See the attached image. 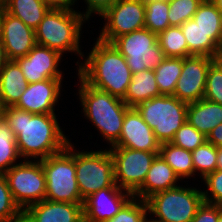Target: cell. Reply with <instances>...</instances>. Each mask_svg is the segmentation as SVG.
Masks as SVG:
<instances>
[{"label":"cell","mask_w":222,"mask_h":222,"mask_svg":"<svg viewBox=\"0 0 222 222\" xmlns=\"http://www.w3.org/2000/svg\"><path fill=\"white\" fill-rule=\"evenodd\" d=\"M194 172L200 171L202 179L217 170V147L205 141L192 151Z\"/></svg>","instance_id":"1f68e13d"},{"label":"cell","mask_w":222,"mask_h":222,"mask_svg":"<svg viewBox=\"0 0 222 222\" xmlns=\"http://www.w3.org/2000/svg\"><path fill=\"white\" fill-rule=\"evenodd\" d=\"M115 184L134 194L144 183L151 164L159 152L111 147Z\"/></svg>","instance_id":"8fae6325"},{"label":"cell","mask_w":222,"mask_h":222,"mask_svg":"<svg viewBox=\"0 0 222 222\" xmlns=\"http://www.w3.org/2000/svg\"><path fill=\"white\" fill-rule=\"evenodd\" d=\"M180 178L165 160L158 154L153 160L143 185L133 194L146 201L153 194L177 187Z\"/></svg>","instance_id":"ffe728a7"},{"label":"cell","mask_w":222,"mask_h":222,"mask_svg":"<svg viewBox=\"0 0 222 222\" xmlns=\"http://www.w3.org/2000/svg\"><path fill=\"white\" fill-rule=\"evenodd\" d=\"M220 50H221V54H222V39H221V43H220Z\"/></svg>","instance_id":"f907efd6"},{"label":"cell","mask_w":222,"mask_h":222,"mask_svg":"<svg viewBox=\"0 0 222 222\" xmlns=\"http://www.w3.org/2000/svg\"><path fill=\"white\" fill-rule=\"evenodd\" d=\"M132 197L131 192L117 184L98 190L83 201L84 222H103L113 218Z\"/></svg>","instance_id":"5bb4252c"},{"label":"cell","mask_w":222,"mask_h":222,"mask_svg":"<svg viewBox=\"0 0 222 222\" xmlns=\"http://www.w3.org/2000/svg\"><path fill=\"white\" fill-rule=\"evenodd\" d=\"M23 211L14 201L4 174H0V221L22 222Z\"/></svg>","instance_id":"d6a6232c"},{"label":"cell","mask_w":222,"mask_h":222,"mask_svg":"<svg viewBox=\"0 0 222 222\" xmlns=\"http://www.w3.org/2000/svg\"><path fill=\"white\" fill-rule=\"evenodd\" d=\"M5 10L35 30L50 8L41 0H8Z\"/></svg>","instance_id":"d4e9b609"},{"label":"cell","mask_w":222,"mask_h":222,"mask_svg":"<svg viewBox=\"0 0 222 222\" xmlns=\"http://www.w3.org/2000/svg\"><path fill=\"white\" fill-rule=\"evenodd\" d=\"M147 212V201L132 197L113 218L103 222H146Z\"/></svg>","instance_id":"836d02e7"},{"label":"cell","mask_w":222,"mask_h":222,"mask_svg":"<svg viewBox=\"0 0 222 222\" xmlns=\"http://www.w3.org/2000/svg\"><path fill=\"white\" fill-rule=\"evenodd\" d=\"M62 79H47L28 84L16 108L37 114H55V104L60 96Z\"/></svg>","instance_id":"ac0fdd59"},{"label":"cell","mask_w":222,"mask_h":222,"mask_svg":"<svg viewBox=\"0 0 222 222\" xmlns=\"http://www.w3.org/2000/svg\"><path fill=\"white\" fill-rule=\"evenodd\" d=\"M7 61H8V58L5 53V48L2 43V39L0 38V69L5 65Z\"/></svg>","instance_id":"7bdbcfd3"},{"label":"cell","mask_w":222,"mask_h":222,"mask_svg":"<svg viewBox=\"0 0 222 222\" xmlns=\"http://www.w3.org/2000/svg\"><path fill=\"white\" fill-rule=\"evenodd\" d=\"M46 177V200L83 204L76 180L74 147H67L40 160Z\"/></svg>","instance_id":"5b68a950"},{"label":"cell","mask_w":222,"mask_h":222,"mask_svg":"<svg viewBox=\"0 0 222 222\" xmlns=\"http://www.w3.org/2000/svg\"><path fill=\"white\" fill-rule=\"evenodd\" d=\"M76 180L84 201L100 189L115 185L114 160L109 150L75 152Z\"/></svg>","instance_id":"9c48e42d"},{"label":"cell","mask_w":222,"mask_h":222,"mask_svg":"<svg viewBox=\"0 0 222 222\" xmlns=\"http://www.w3.org/2000/svg\"><path fill=\"white\" fill-rule=\"evenodd\" d=\"M215 58L191 55L183 58V67L173 96L187 103L204 98L206 79Z\"/></svg>","instance_id":"4fadbf2b"},{"label":"cell","mask_w":222,"mask_h":222,"mask_svg":"<svg viewBox=\"0 0 222 222\" xmlns=\"http://www.w3.org/2000/svg\"><path fill=\"white\" fill-rule=\"evenodd\" d=\"M22 222H84L83 204L44 199L23 211Z\"/></svg>","instance_id":"d6986e66"},{"label":"cell","mask_w":222,"mask_h":222,"mask_svg":"<svg viewBox=\"0 0 222 222\" xmlns=\"http://www.w3.org/2000/svg\"><path fill=\"white\" fill-rule=\"evenodd\" d=\"M17 158H21L17 149L16 136L7 120H0V174H4L13 165Z\"/></svg>","instance_id":"f546056e"},{"label":"cell","mask_w":222,"mask_h":222,"mask_svg":"<svg viewBox=\"0 0 222 222\" xmlns=\"http://www.w3.org/2000/svg\"><path fill=\"white\" fill-rule=\"evenodd\" d=\"M222 206L203 202L191 222H217Z\"/></svg>","instance_id":"f35d334b"},{"label":"cell","mask_w":222,"mask_h":222,"mask_svg":"<svg viewBox=\"0 0 222 222\" xmlns=\"http://www.w3.org/2000/svg\"><path fill=\"white\" fill-rule=\"evenodd\" d=\"M206 141L210 142L217 148L222 147V123L217 125L206 137Z\"/></svg>","instance_id":"b9f144b4"},{"label":"cell","mask_w":222,"mask_h":222,"mask_svg":"<svg viewBox=\"0 0 222 222\" xmlns=\"http://www.w3.org/2000/svg\"><path fill=\"white\" fill-rule=\"evenodd\" d=\"M204 99L222 105V69L215 62L208 70Z\"/></svg>","instance_id":"8d00e7d4"},{"label":"cell","mask_w":222,"mask_h":222,"mask_svg":"<svg viewBox=\"0 0 222 222\" xmlns=\"http://www.w3.org/2000/svg\"><path fill=\"white\" fill-rule=\"evenodd\" d=\"M162 95L155 80L154 70H144L132 75L127 93L123 98L128 107H136L138 104Z\"/></svg>","instance_id":"603a6c76"},{"label":"cell","mask_w":222,"mask_h":222,"mask_svg":"<svg viewBox=\"0 0 222 222\" xmlns=\"http://www.w3.org/2000/svg\"><path fill=\"white\" fill-rule=\"evenodd\" d=\"M214 62L222 69V55H217Z\"/></svg>","instance_id":"7dc6e473"},{"label":"cell","mask_w":222,"mask_h":222,"mask_svg":"<svg viewBox=\"0 0 222 222\" xmlns=\"http://www.w3.org/2000/svg\"><path fill=\"white\" fill-rule=\"evenodd\" d=\"M217 170H222V147L217 148Z\"/></svg>","instance_id":"ee69618b"},{"label":"cell","mask_w":222,"mask_h":222,"mask_svg":"<svg viewBox=\"0 0 222 222\" xmlns=\"http://www.w3.org/2000/svg\"><path fill=\"white\" fill-rule=\"evenodd\" d=\"M199 27L219 47L222 39V13L211 0H203L193 16Z\"/></svg>","instance_id":"484cf974"},{"label":"cell","mask_w":222,"mask_h":222,"mask_svg":"<svg viewBox=\"0 0 222 222\" xmlns=\"http://www.w3.org/2000/svg\"><path fill=\"white\" fill-rule=\"evenodd\" d=\"M117 1L118 0H85L87 9L83 15L87 20L90 18L92 13L102 16Z\"/></svg>","instance_id":"ab89813d"},{"label":"cell","mask_w":222,"mask_h":222,"mask_svg":"<svg viewBox=\"0 0 222 222\" xmlns=\"http://www.w3.org/2000/svg\"><path fill=\"white\" fill-rule=\"evenodd\" d=\"M79 99L86 118L112 147L118 142L124 115L130 108L123 99L88 85L79 75Z\"/></svg>","instance_id":"3957f363"},{"label":"cell","mask_w":222,"mask_h":222,"mask_svg":"<svg viewBox=\"0 0 222 222\" xmlns=\"http://www.w3.org/2000/svg\"><path fill=\"white\" fill-rule=\"evenodd\" d=\"M6 106L0 96V120L4 117Z\"/></svg>","instance_id":"f6af8a7d"},{"label":"cell","mask_w":222,"mask_h":222,"mask_svg":"<svg viewBox=\"0 0 222 222\" xmlns=\"http://www.w3.org/2000/svg\"><path fill=\"white\" fill-rule=\"evenodd\" d=\"M106 23L99 39L112 43L116 38L145 27L143 0H118L102 16Z\"/></svg>","instance_id":"7c38bea8"},{"label":"cell","mask_w":222,"mask_h":222,"mask_svg":"<svg viewBox=\"0 0 222 222\" xmlns=\"http://www.w3.org/2000/svg\"><path fill=\"white\" fill-rule=\"evenodd\" d=\"M8 0H0V9L4 10L7 6Z\"/></svg>","instance_id":"c3c4849f"},{"label":"cell","mask_w":222,"mask_h":222,"mask_svg":"<svg viewBox=\"0 0 222 222\" xmlns=\"http://www.w3.org/2000/svg\"><path fill=\"white\" fill-rule=\"evenodd\" d=\"M78 75L90 86L123 99L132 79L126 58L113 46L97 38Z\"/></svg>","instance_id":"7a4b0ae2"},{"label":"cell","mask_w":222,"mask_h":222,"mask_svg":"<svg viewBox=\"0 0 222 222\" xmlns=\"http://www.w3.org/2000/svg\"><path fill=\"white\" fill-rule=\"evenodd\" d=\"M186 120L207 137L217 125L222 123V105L204 98L188 103Z\"/></svg>","instance_id":"44dd1931"},{"label":"cell","mask_w":222,"mask_h":222,"mask_svg":"<svg viewBox=\"0 0 222 222\" xmlns=\"http://www.w3.org/2000/svg\"><path fill=\"white\" fill-rule=\"evenodd\" d=\"M27 86L19 64L15 60H8L0 69V96L4 105L14 106Z\"/></svg>","instance_id":"7402d4cb"},{"label":"cell","mask_w":222,"mask_h":222,"mask_svg":"<svg viewBox=\"0 0 222 222\" xmlns=\"http://www.w3.org/2000/svg\"><path fill=\"white\" fill-rule=\"evenodd\" d=\"M206 141V136L190 125L187 120L175 133L174 138L170 143L184 148L185 150L193 151Z\"/></svg>","instance_id":"d590c367"},{"label":"cell","mask_w":222,"mask_h":222,"mask_svg":"<svg viewBox=\"0 0 222 222\" xmlns=\"http://www.w3.org/2000/svg\"><path fill=\"white\" fill-rule=\"evenodd\" d=\"M203 180L208 187V190L203 192L204 201L222 206V170L213 171ZM208 191L210 192V196Z\"/></svg>","instance_id":"74e56055"},{"label":"cell","mask_w":222,"mask_h":222,"mask_svg":"<svg viewBox=\"0 0 222 222\" xmlns=\"http://www.w3.org/2000/svg\"><path fill=\"white\" fill-rule=\"evenodd\" d=\"M0 38L8 60L26 56L36 45L35 30L5 9L0 12Z\"/></svg>","instance_id":"9a60e30c"},{"label":"cell","mask_w":222,"mask_h":222,"mask_svg":"<svg viewBox=\"0 0 222 222\" xmlns=\"http://www.w3.org/2000/svg\"><path fill=\"white\" fill-rule=\"evenodd\" d=\"M159 155L171 166L181 180L195 174L192 151L177 147L170 142H165L160 144Z\"/></svg>","instance_id":"4316f807"},{"label":"cell","mask_w":222,"mask_h":222,"mask_svg":"<svg viewBox=\"0 0 222 222\" xmlns=\"http://www.w3.org/2000/svg\"><path fill=\"white\" fill-rule=\"evenodd\" d=\"M188 103L173 95H160L138 104L135 108L153 130L160 143L171 142L186 122Z\"/></svg>","instance_id":"8992f818"},{"label":"cell","mask_w":222,"mask_h":222,"mask_svg":"<svg viewBox=\"0 0 222 222\" xmlns=\"http://www.w3.org/2000/svg\"><path fill=\"white\" fill-rule=\"evenodd\" d=\"M23 160L4 173L10 192L22 211L46 197V177L39 160Z\"/></svg>","instance_id":"30bf717a"},{"label":"cell","mask_w":222,"mask_h":222,"mask_svg":"<svg viewBox=\"0 0 222 222\" xmlns=\"http://www.w3.org/2000/svg\"><path fill=\"white\" fill-rule=\"evenodd\" d=\"M145 4V27L158 34L170 26L169 0H149Z\"/></svg>","instance_id":"4dcf8cb0"},{"label":"cell","mask_w":222,"mask_h":222,"mask_svg":"<svg viewBox=\"0 0 222 222\" xmlns=\"http://www.w3.org/2000/svg\"><path fill=\"white\" fill-rule=\"evenodd\" d=\"M203 0H169L168 19L170 26H181L193 18Z\"/></svg>","instance_id":"e575fe53"},{"label":"cell","mask_w":222,"mask_h":222,"mask_svg":"<svg viewBox=\"0 0 222 222\" xmlns=\"http://www.w3.org/2000/svg\"><path fill=\"white\" fill-rule=\"evenodd\" d=\"M157 42L166 57H188V46L180 26H169L157 34Z\"/></svg>","instance_id":"f1b7e54d"},{"label":"cell","mask_w":222,"mask_h":222,"mask_svg":"<svg viewBox=\"0 0 222 222\" xmlns=\"http://www.w3.org/2000/svg\"><path fill=\"white\" fill-rule=\"evenodd\" d=\"M188 46V56H206L215 58L221 54L220 47L199 27L192 18L181 26Z\"/></svg>","instance_id":"cb8c5ba5"},{"label":"cell","mask_w":222,"mask_h":222,"mask_svg":"<svg viewBox=\"0 0 222 222\" xmlns=\"http://www.w3.org/2000/svg\"><path fill=\"white\" fill-rule=\"evenodd\" d=\"M216 8L222 13V0H211Z\"/></svg>","instance_id":"bcb514c9"},{"label":"cell","mask_w":222,"mask_h":222,"mask_svg":"<svg viewBox=\"0 0 222 222\" xmlns=\"http://www.w3.org/2000/svg\"><path fill=\"white\" fill-rule=\"evenodd\" d=\"M41 1L44 4H46L50 9L72 11L73 10L72 5H75L74 3L77 0H41Z\"/></svg>","instance_id":"60d3db41"},{"label":"cell","mask_w":222,"mask_h":222,"mask_svg":"<svg viewBox=\"0 0 222 222\" xmlns=\"http://www.w3.org/2000/svg\"><path fill=\"white\" fill-rule=\"evenodd\" d=\"M4 118L14 131L19 155L24 160L33 157L40 161L64 150L70 142L55 114H33L8 106Z\"/></svg>","instance_id":"6da1fadb"},{"label":"cell","mask_w":222,"mask_h":222,"mask_svg":"<svg viewBox=\"0 0 222 222\" xmlns=\"http://www.w3.org/2000/svg\"><path fill=\"white\" fill-rule=\"evenodd\" d=\"M113 46L126 58L132 74L156 69L166 58L157 34L146 27L116 38Z\"/></svg>","instance_id":"ba28073f"},{"label":"cell","mask_w":222,"mask_h":222,"mask_svg":"<svg viewBox=\"0 0 222 222\" xmlns=\"http://www.w3.org/2000/svg\"><path fill=\"white\" fill-rule=\"evenodd\" d=\"M62 54L54 49L36 44L24 57L15 61L21 67L28 84L47 79H62V71L58 70Z\"/></svg>","instance_id":"2e32d148"},{"label":"cell","mask_w":222,"mask_h":222,"mask_svg":"<svg viewBox=\"0 0 222 222\" xmlns=\"http://www.w3.org/2000/svg\"><path fill=\"white\" fill-rule=\"evenodd\" d=\"M85 20L84 15L75 10L50 9L35 29L36 44L61 54L76 51L83 58L79 43L81 26Z\"/></svg>","instance_id":"277c9868"},{"label":"cell","mask_w":222,"mask_h":222,"mask_svg":"<svg viewBox=\"0 0 222 222\" xmlns=\"http://www.w3.org/2000/svg\"><path fill=\"white\" fill-rule=\"evenodd\" d=\"M154 222H191L204 202L203 191L196 188L174 187L153 194L147 200Z\"/></svg>","instance_id":"52a82bcc"},{"label":"cell","mask_w":222,"mask_h":222,"mask_svg":"<svg viewBox=\"0 0 222 222\" xmlns=\"http://www.w3.org/2000/svg\"><path fill=\"white\" fill-rule=\"evenodd\" d=\"M160 144L153 130L143 120L137 109L130 107L124 115L120 138L113 147L159 152Z\"/></svg>","instance_id":"e0dca14e"},{"label":"cell","mask_w":222,"mask_h":222,"mask_svg":"<svg viewBox=\"0 0 222 222\" xmlns=\"http://www.w3.org/2000/svg\"><path fill=\"white\" fill-rule=\"evenodd\" d=\"M217 222H222V212L219 214V218Z\"/></svg>","instance_id":"681fc988"},{"label":"cell","mask_w":222,"mask_h":222,"mask_svg":"<svg viewBox=\"0 0 222 222\" xmlns=\"http://www.w3.org/2000/svg\"><path fill=\"white\" fill-rule=\"evenodd\" d=\"M183 67V58L166 57L154 69L155 80L162 95H173Z\"/></svg>","instance_id":"83f0119b"}]
</instances>
